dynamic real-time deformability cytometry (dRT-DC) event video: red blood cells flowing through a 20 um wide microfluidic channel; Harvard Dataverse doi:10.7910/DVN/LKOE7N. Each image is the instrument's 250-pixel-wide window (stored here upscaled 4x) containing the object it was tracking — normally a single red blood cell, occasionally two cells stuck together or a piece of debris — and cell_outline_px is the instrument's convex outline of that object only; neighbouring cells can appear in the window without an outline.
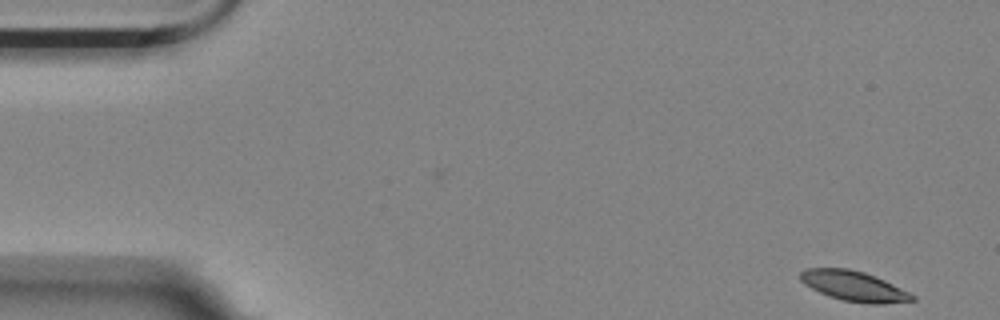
{"species": "Egyptian fruit bat (a non-hibernating species)", "species_latin": "Rousettus aegyptiacus", "temperature_condition": "room temperature", "stored_images_in_passage": 48, "camera_frame_rate_fps": 3000, "um_per_image_px": 0.085, "animal": {"sex": "female"}, "frame": {"image": 1, "passage_image": 1, "time_ms": 0.0, "image_size_px": [1000, 320], "cell_outline_px": [[916, 300], [884, 304], [868, 304], [840, 300], [828, 296], [804, 284], [800, 280], [800, 272], [808, 268], [848, 268], [864, 272], [884, 280], [916, 296]], "centroid_in_image_um": [72.57, 24.33], "position_along_channel_um": 12.4, "area_um2": 19.59}}
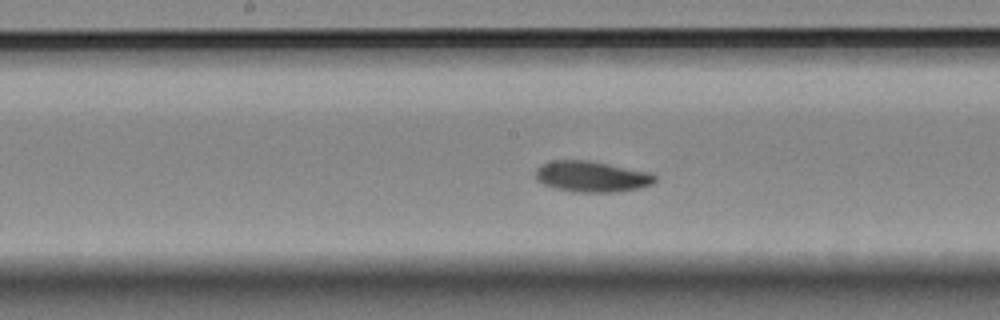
{"frame": {"image": 2, "passage_image": 27, "time_ms": 8.667, "image_size_px": [1000, 320], "cell_outline_px": [[656, 180], [652, 184], [640, 188], [616, 192], [576, 192], [556, 188], [544, 184], [536, 180], [536, 168], [540, 164], [552, 160], [588, 160], [648, 172], [656, 176]], "centroid_in_image_um": [50.27, 15.0], "position_along_channel_um": 197.9, "area_um2": 21.44}}
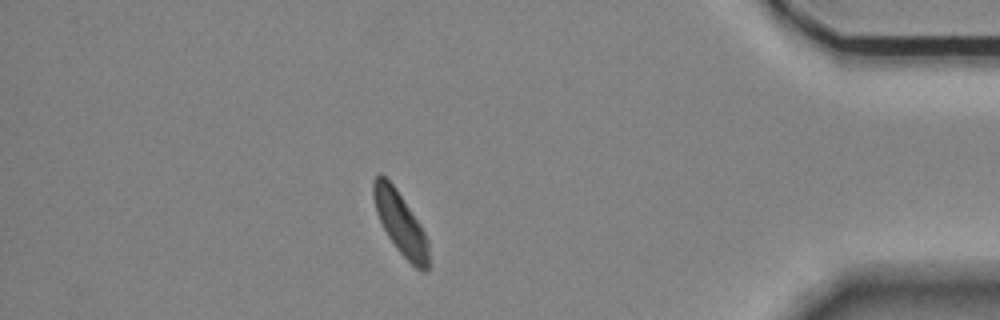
{"frame": {"image": 3, "passage_image": 48, "time_ms": 15.667, "image_size_px": [1000, 320], "cell_outline_px": [[428, 272], [420, 272], [396, 248], [388, 236], [376, 212], [372, 196], [372, 184], [376, 176], [380, 172], [392, 184], [420, 224], [428, 240]], "centroid_in_image_um": [34.03, 18.99], "position_along_channel_um": 401.2, "area_um2": 19.77}, "authors_computed_cell_mechanics": {"area_um2": 21.1837, "velocity_mm_per_s": 3.473, "shape_relaxation_time_tau1_ms": 2.6732, "shape_relaxation_time_tau2_ms": 7.4419, "deformation_change_tau1": 0.0955, "deformation_change_tau2": 0.1004}}